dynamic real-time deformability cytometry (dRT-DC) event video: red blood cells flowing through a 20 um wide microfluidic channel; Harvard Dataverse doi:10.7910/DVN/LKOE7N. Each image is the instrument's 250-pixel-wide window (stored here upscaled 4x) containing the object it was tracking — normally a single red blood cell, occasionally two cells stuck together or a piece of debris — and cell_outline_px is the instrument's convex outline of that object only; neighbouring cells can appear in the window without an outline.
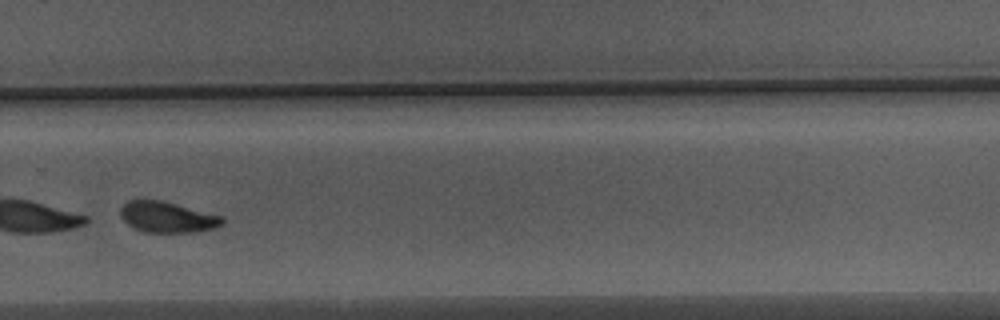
{"species": "Egyptian fruit bat (a non-hibernating species)", "species_latin": "Rousettus aegyptiacus", "temperature_condition": "warm", "stored_images_in_passage": 55, "segment_of_instrument_passage": [2, 2], "camera_frame_rate_fps": 3000, "um_per_image_px": 0.085, "animal": {"sex": "male"}, "frame": {"image": 1, "passage_image": 38, "time_ms": 12.333, "image_size_px": [1000, 320], "cell_outline_px": [[224, 224], [216, 228], [192, 232], [144, 232], [128, 224], [120, 216], [120, 208], [128, 200], [160, 200], [224, 216]], "centroid_in_image_um": [14.25, 18.45], "position_along_channel_um": 315.6, "area_um2": 18.26}}